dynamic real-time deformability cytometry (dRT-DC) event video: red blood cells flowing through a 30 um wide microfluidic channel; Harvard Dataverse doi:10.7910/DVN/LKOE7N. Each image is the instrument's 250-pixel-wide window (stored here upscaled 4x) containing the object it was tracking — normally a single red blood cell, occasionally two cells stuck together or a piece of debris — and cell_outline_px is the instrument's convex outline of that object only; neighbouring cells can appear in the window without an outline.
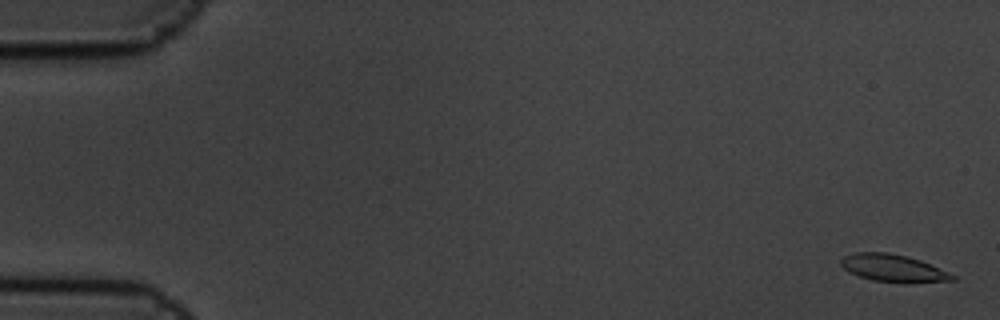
{"species": "common noctule bat (a hibernating species)", "species_latin": "Nyctalus noctula", "temperature_condition": "cold", "stored_images_in_passage": 7, "camera_frame_rate_fps": 3000, "um_per_image_px": 0.085, "animal": {"sex": "male", "body_mass_g": 19.5, "forearm_length_mm": 54.6}, "frame": {"image": 1, "passage_image": 1, "time_ms": 0.0, "image_size_px": [1000, 320], "cell_outline_px": [[956, 280], [872, 280], [848, 272], [840, 264], [840, 260], [844, 256], [856, 252], [888, 252], [920, 260], [948, 272], [956, 276]], "centroid_in_image_um": [75.81, 22.73], "position_along_channel_um": 9.2, "area_um2": 16.7}}
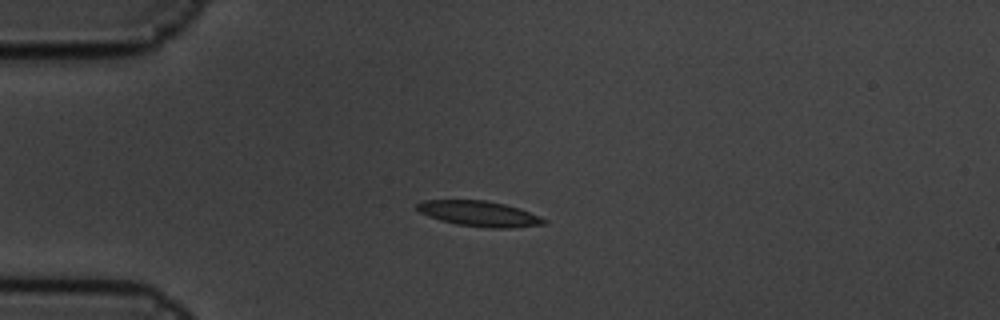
{"frame": {"image": 2, "passage_image": 5, "time_ms": 1.333, "image_size_px": [1000, 320], "cell_outline_px": [[548, 224], [512, 228], [488, 228], [456, 224], [440, 220], [428, 216], [420, 212], [416, 208], [416, 204], [424, 200], [484, 200], [504, 204], [520, 208], [540, 216], [548, 220]], "centroid_in_image_um": [40.78, 18.17], "position_along_channel_um": 44.2, "area_um2": 18.96}}
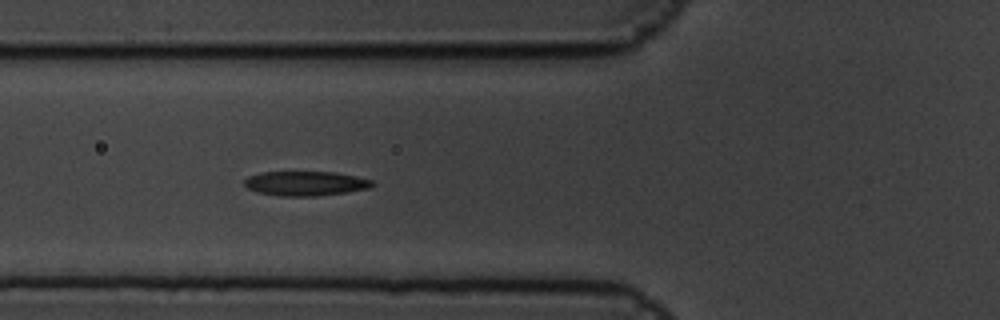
{"frame": {"image": 3, "passage_image": 7, "time_ms": 2.0, "image_size_px": [1000, 320], "cell_outline_px": [[376, 184], [368, 188], [348, 192], [316, 196], [280, 196], [256, 192], [248, 188], [244, 184], [244, 180], [248, 176], [260, 172], [336, 172], [376, 180]], "centroid_in_image_um": [26.0, 15.59], "position_along_channel_um": 99.8, "area_um2": 18.5}}